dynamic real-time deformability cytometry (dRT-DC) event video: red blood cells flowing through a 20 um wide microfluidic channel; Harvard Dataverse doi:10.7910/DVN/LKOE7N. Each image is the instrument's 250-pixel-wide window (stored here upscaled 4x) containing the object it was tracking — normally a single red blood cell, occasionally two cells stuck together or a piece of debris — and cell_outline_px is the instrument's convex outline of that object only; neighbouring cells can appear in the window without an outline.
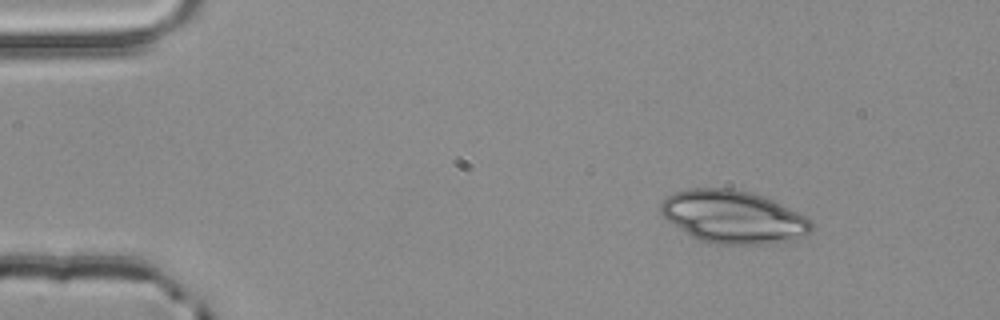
{"species": "common noctule bat (a hibernating species)", "species_latin": "Nyctalus noctula", "temperature_condition": "room temperature", "stored_images_in_passage": 2, "camera_frame_rate_fps": 3000, "um_per_image_px": 0.085, "animal": {"sex": "male", "body_mass_g": 20.4}, "frame": {"image": 1, "passage_image": 1, "time_ms": 0.0, "image_size_px": [1000, 320], "cell_outline_px": [[812, 232], [804, 236], [792, 240], [772, 244], [716, 244], [700, 240], [692, 236], [672, 224], [660, 212], [660, 204], [668, 196], [676, 192], [688, 188], [732, 188], [752, 192], [764, 196], [812, 220]], "centroid_in_image_um": [62.33, 18.44], "position_along_channel_um": 22.7, "area_um2": 46.3}}